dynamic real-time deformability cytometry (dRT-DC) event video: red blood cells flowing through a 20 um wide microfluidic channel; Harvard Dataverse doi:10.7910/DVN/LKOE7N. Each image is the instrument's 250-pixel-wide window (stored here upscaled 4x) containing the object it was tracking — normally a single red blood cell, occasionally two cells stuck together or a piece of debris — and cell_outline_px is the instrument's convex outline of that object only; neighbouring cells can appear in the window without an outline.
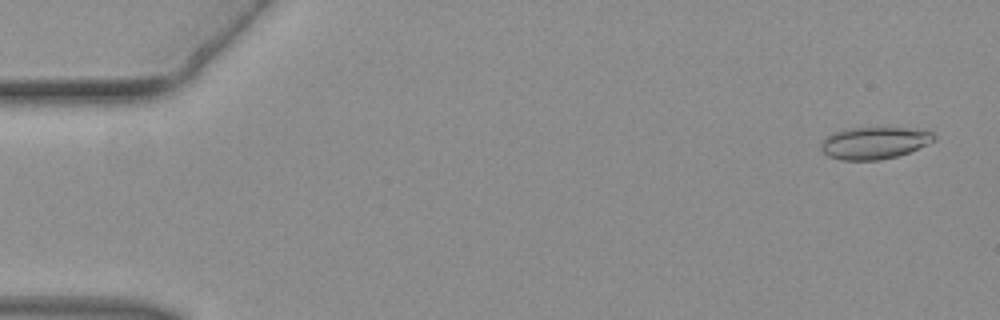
{"species": "common noctule bat (a hibernating species)", "species_latin": "Nyctalus noctula", "temperature_condition": "warm", "stored_images_in_passage": 48, "camera_frame_rate_fps": 3000, "um_per_image_px": 0.085, "animal": {"sex": "female", "body_mass_g": 19.3, "forearm_length_mm": 54.1}, "frame": {"image": 1, "passage_image": 2, "time_ms": 0.333, "image_size_px": [1000, 320], "cell_outline_px": [[936, 140], [908, 152], [896, 156], [880, 160], [840, 160], [828, 156], [820, 148], [820, 144], [832, 132], [852, 128], [908, 128], [932, 132], [936, 136]], "centroid_in_image_um": [74.3, 12.15], "position_along_channel_um": 10.7, "area_um2": 20.92}}
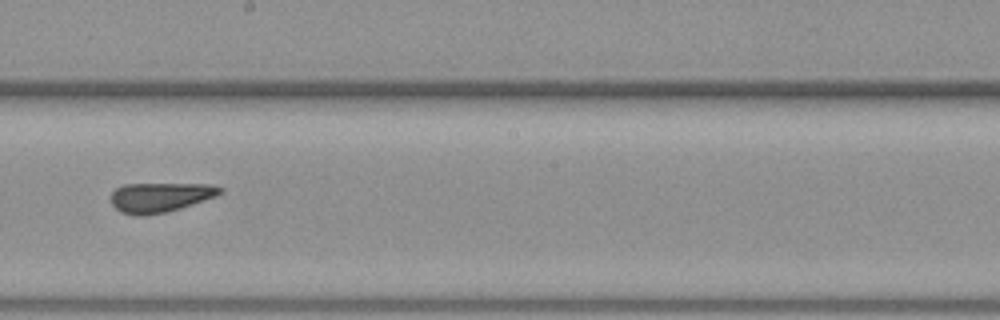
{"frame": {"image": 2, "passage_image": 27, "time_ms": 8.667, "image_size_px": [1000, 320], "cell_outline_px": [[224, 188], [216, 196], [180, 208], [164, 212], [144, 216], [132, 216], [120, 212], [112, 204], [112, 192], [116, 188], [124, 184], [212, 184]], "centroid_in_image_um": [13.59, 16.77], "position_along_channel_um": 234.6, "area_um2": 18.79}}
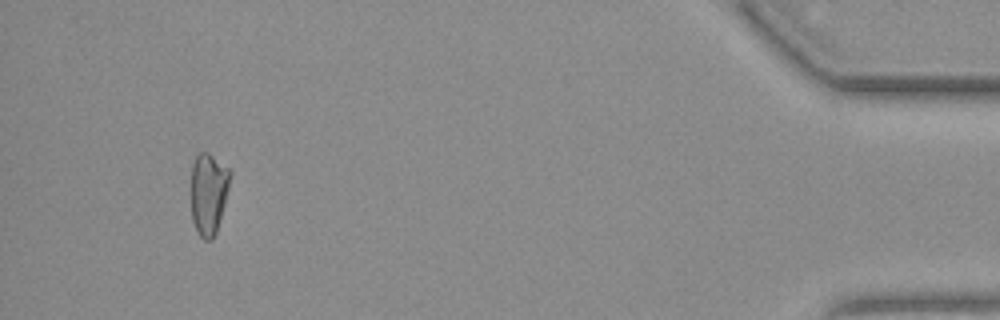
{"frame": {"image": 3, "passage_image": 45, "time_ms": 14.667, "image_size_px": [1000, 320], "cell_outline_px": [[232, 172], [224, 204], [216, 232], [212, 240], [204, 240], [196, 232], [192, 220], [192, 164], [196, 156], [200, 152], [208, 152], [232, 168]], "centroid_in_image_um": [17.74, 16.41], "position_along_channel_um": 417.5, "area_um2": 18.73}}